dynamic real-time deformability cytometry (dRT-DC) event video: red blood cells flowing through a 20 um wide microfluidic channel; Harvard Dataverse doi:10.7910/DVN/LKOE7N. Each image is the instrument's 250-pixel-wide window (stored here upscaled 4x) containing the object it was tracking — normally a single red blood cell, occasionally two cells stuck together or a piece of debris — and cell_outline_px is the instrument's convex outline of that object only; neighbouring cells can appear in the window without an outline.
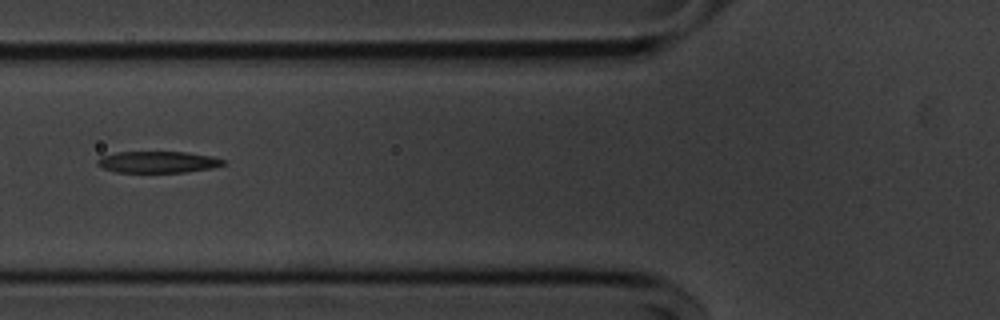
{"species": "common noctule bat (a hibernating species)", "species_latin": "Nyctalus noctula", "temperature_condition": "cold", "stored_images_in_passage": 17, "camera_frame_rate_fps": 3000, "um_per_image_px": 0.085, "animal": {"sex": "male", "body_mass_g": 20.1, "forearm_length_mm": 53.5}, "frame": {"image": 1, "passage_image": 6, "time_ms": 1.667, "image_size_px": [1000, 320], "cell_outline_px": [[224, 164], [212, 168], [184, 172], [116, 172], [104, 168], [96, 164], [96, 160], [100, 156], [116, 152], [184, 152], [212, 156], [224, 160]], "centroid_in_image_um": [13.37, 13.77], "position_along_channel_um": 112.4, "area_um2": 15.72}}
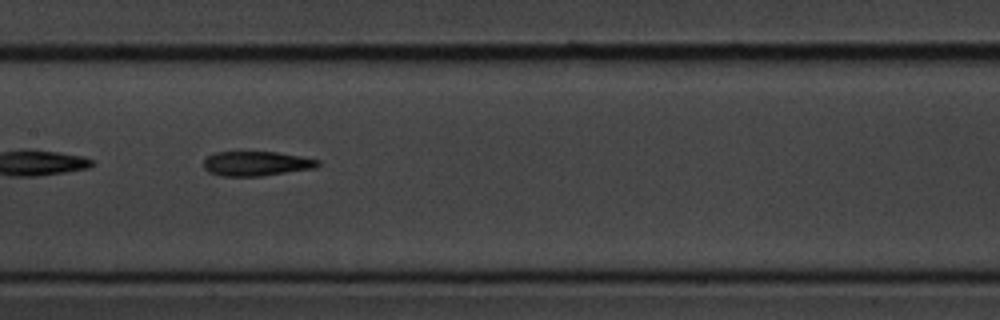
{"frame": {"image": 2, "passage_image": 12, "time_ms": 3.667, "image_size_px": [1000, 320], "cell_outline_px": [[320, 164], [316, 168], [260, 176], [220, 176], [208, 172], [204, 168], [204, 160], [208, 156], [216, 152], [276, 152], [300, 156], [320, 160]], "centroid_in_image_um": [21.79, 13.91], "position_along_channel_um": 185.6, "area_um2": 16.36}}